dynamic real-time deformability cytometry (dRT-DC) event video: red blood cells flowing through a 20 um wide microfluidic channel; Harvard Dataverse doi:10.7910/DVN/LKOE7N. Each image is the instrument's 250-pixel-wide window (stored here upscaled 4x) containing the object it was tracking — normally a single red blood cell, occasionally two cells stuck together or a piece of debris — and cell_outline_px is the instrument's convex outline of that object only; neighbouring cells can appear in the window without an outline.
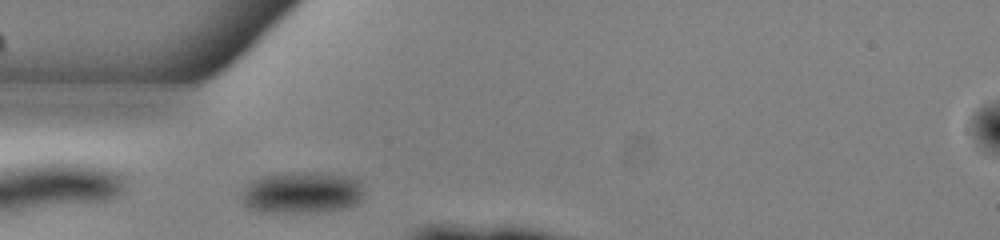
{"species": "common noctule bat (a hibernating species)", "species_latin": "Nyctalus noctula", "temperature_condition": "warm", "stored_images_in_passage": 10, "camera_frame_rate_fps": 3000, "um_per_image_px": 0.085, "animal": {"sex": "male", "body_mass_g": 13.0, "forearm_length_mm": 53.1}, "frame": {"image": 1, "passage_image": 2, "time_ms": 0.333, "image_size_px": [1000, 240], "cell_outline_px": [[364, 192], [360, 200], [356, 204], [344, 208], [316, 212], [264, 212], [248, 208], [240, 200], [240, 196], [244, 184], [252, 180], [264, 176], [288, 172], [320, 172], [348, 176], [360, 180]], "centroid_in_image_um": [25.63, 16.36], "position_along_channel_um": 59.4, "area_um2": 30.17}}
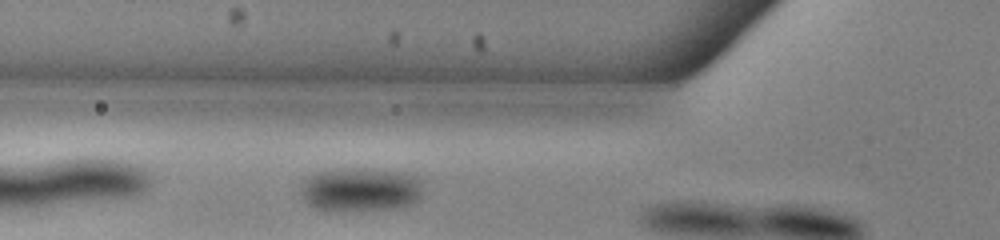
{"frame": {"image": 2, "passage_image": 5, "time_ms": 1.333, "image_size_px": [1000, 240], "cell_outline_px": [[420, 200], [412, 204], [400, 208], [328, 212], [316, 208], [308, 204], [304, 200], [300, 192], [300, 188], [304, 180], [320, 172], [400, 172], [416, 176], [420, 180]], "centroid_in_image_um": [30.64, 16.22], "position_along_channel_um": 95.2, "area_um2": 30.06}}